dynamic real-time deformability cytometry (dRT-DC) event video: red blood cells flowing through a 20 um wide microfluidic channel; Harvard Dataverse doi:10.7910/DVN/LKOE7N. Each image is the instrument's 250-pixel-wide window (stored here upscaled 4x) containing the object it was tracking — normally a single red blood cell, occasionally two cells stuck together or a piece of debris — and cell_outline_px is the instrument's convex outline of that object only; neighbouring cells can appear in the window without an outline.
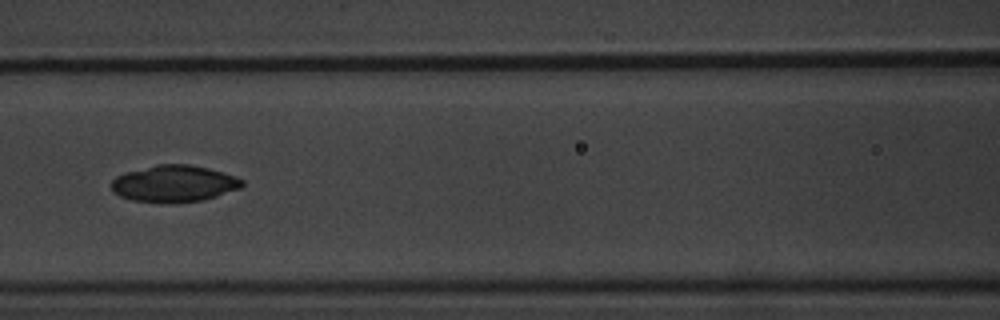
{"species": "common noctule bat (a hibernating species)", "species_latin": "Nyctalus noctula", "temperature_condition": "warm", "stored_images_in_passage": 10, "camera_frame_rate_fps": 3000, "um_per_image_px": 0.085, "animal": {"sex": "male", "body_mass_g": 20.1, "forearm_length_mm": 53.5}, "frame": {"image": 1, "passage_image": 7, "time_ms": 7.333, "image_size_px": [1000, 320], "cell_outline_px": [[244, 184], [240, 188], [204, 200], [176, 204], [168, 204], [132, 200], [120, 196], [112, 192], [112, 180], [116, 176], [124, 172], [156, 164], [188, 164], [208, 168], [244, 180]], "centroid_in_image_um": [14.76, 15.62], "position_along_channel_um": 151.8, "area_um2": 28.21}}
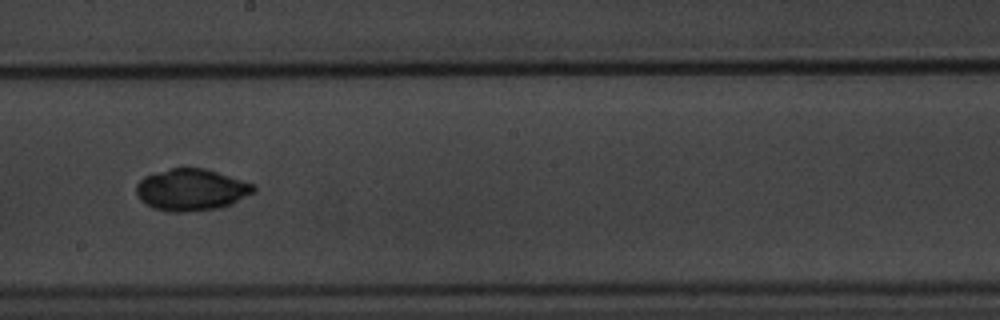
{"frame": {"image": 2, "passage_image": 9, "time_ms": 9.667, "image_size_px": [1000, 320], "cell_outline_px": [[256, 192], [232, 204], [220, 208], [184, 212], [172, 212], [156, 208], [140, 200], [136, 192], [136, 184], [144, 176], [184, 164], [204, 168], [256, 184]], "centroid_in_image_um": [16.3, 16.1], "position_along_channel_um": 231.9, "area_um2": 29.07}}